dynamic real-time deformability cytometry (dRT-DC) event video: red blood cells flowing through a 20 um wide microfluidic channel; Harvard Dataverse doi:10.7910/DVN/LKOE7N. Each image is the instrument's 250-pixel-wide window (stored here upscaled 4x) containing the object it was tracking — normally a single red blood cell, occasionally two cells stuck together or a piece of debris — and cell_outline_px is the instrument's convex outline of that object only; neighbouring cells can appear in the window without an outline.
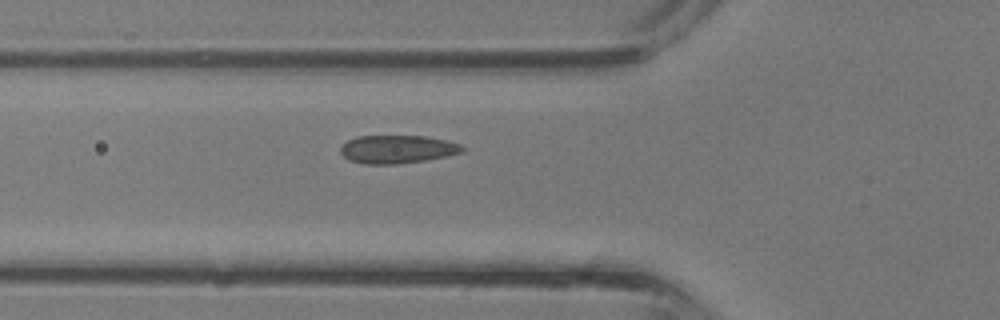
{"species": "common noctule bat (a hibernating species)", "species_latin": "Nyctalus noctula", "temperature_condition": "room temperature", "stored_images_in_passage": 27, "camera_frame_rate_fps": 3000, "um_per_image_px": 0.085, "animal": {"sex": "male", "body_mass_g": 13.3}, "frame": {"image": 1, "passage_image": 3, "time_ms": 0.667, "image_size_px": [1000, 320], "cell_outline_px": [[464, 152], [448, 156], [424, 160], [396, 164], [364, 164], [348, 160], [340, 152], [340, 148], [348, 140], [356, 136], [424, 136], [444, 140], [460, 144], [464, 148]], "centroid_in_image_um": [33.76, 12.69], "position_along_channel_um": 92.0, "area_um2": 19.94}}
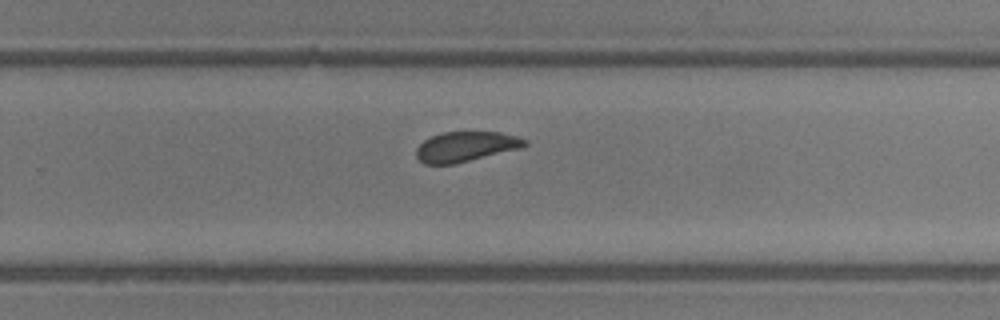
{"frame": {"image": 2, "passage_image": 14, "time_ms": 4.333, "image_size_px": [1000, 320], "cell_outline_px": [[528, 144], [520, 148], [456, 164], [424, 164], [416, 156], [416, 148], [424, 140], [432, 136], [444, 132], [500, 132], [516, 136], [528, 140]], "centroid_in_image_um": [39.59, 12.46], "position_along_channel_um": 290.2, "area_um2": 18.96}}
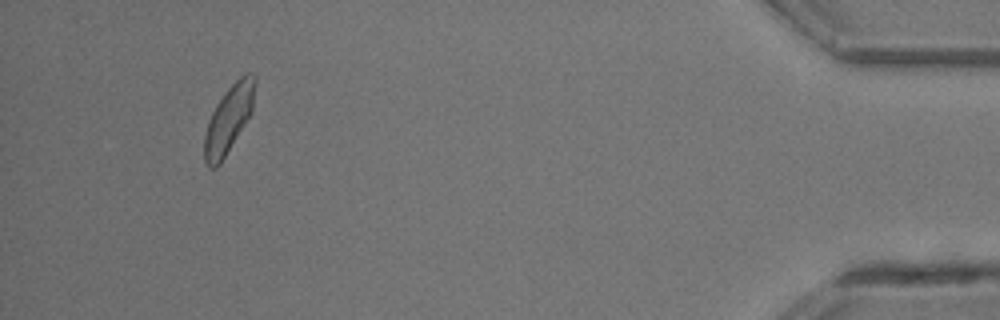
{"frame": {"image": 3, "passage_image": 25, "time_ms": 8.0, "image_size_px": [1000, 320], "cell_outline_px": [[256, 84], [252, 112], [220, 164], [216, 168], [208, 168], [204, 160], [204, 136], [208, 120], [216, 104], [224, 92], [244, 72], [252, 72], [256, 76]], "centroid_in_image_um": [19.45, 10.09], "position_along_channel_um": 415.8, "area_um2": 20.0}}